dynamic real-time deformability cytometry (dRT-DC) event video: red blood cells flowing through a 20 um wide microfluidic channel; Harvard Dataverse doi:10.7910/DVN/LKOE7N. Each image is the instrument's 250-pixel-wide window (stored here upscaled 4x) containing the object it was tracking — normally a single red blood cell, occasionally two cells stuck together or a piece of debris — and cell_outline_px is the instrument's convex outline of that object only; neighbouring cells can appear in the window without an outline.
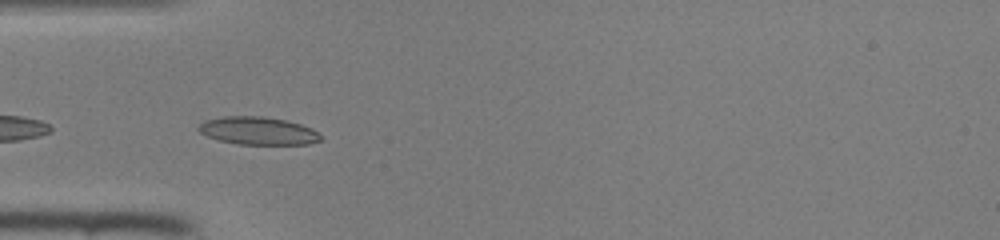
{"species": "common noctule bat (a hibernating species)", "species_latin": "Nyctalus noctula", "temperature_condition": "room temperature", "stored_images_in_passage": 16, "camera_frame_rate_fps": 3000, "um_per_image_px": 0.085, "animal": {"sex": "female", "body_mass_g": 22.0, "forearm_length_mm": 56.7}, "frame": {"image": 1, "passage_image": 10, "time_ms": 3.0, "image_size_px": [1000, 240], "cell_outline_px": [[324, 140], [308, 144], [236, 144], [220, 140], [208, 136], [200, 132], [196, 128], [204, 120], [224, 116], [264, 116], [288, 120], [312, 128], [320, 132], [324, 136]], "centroid_in_image_um": [22.0, 11.11], "position_along_channel_um": 63.0, "area_um2": 20.11}}